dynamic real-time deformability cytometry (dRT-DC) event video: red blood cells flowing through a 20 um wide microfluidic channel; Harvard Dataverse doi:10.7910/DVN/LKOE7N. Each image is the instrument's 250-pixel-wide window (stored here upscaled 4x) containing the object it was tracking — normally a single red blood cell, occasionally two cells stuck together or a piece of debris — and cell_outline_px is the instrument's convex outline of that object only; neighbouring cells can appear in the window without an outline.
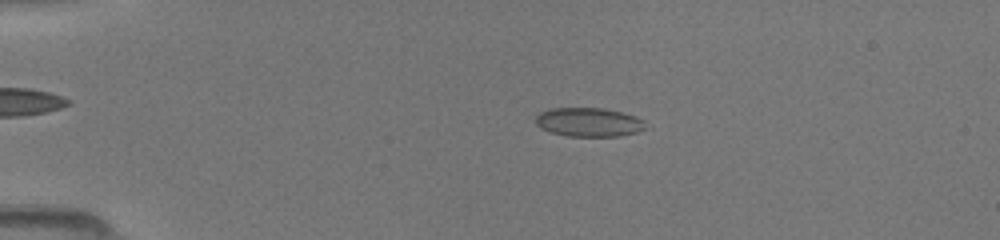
{"species": "common noctule bat (a hibernating species)", "species_latin": "Nyctalus noctula", "temperature_condition": "room temperature", "stored_images_in_passage": 49, "camera_frame_rate_fps": 3000, "um_per_image_px": 0.085, "animal": {"sex": "female", "body_mass_g": 19.5, "forearm_length_mm": 54.1}, "frame": {"image": 1, "passage_image": 11, "time_ms": 3.333, "image_size_px": [1000, 240], "cell_outline_px": [[648, 128], [636, 132], [620, 136], [568, 136], [552, 132], [540, 128], [536, 124], [536, 116], [540, 112], [552, 108], [604, 108], [624, 112], [636, 116], [644, 120]], "centroid_in_image_um": [50.09, 10.38], "position_along_channel_um": 34.9, "area_um2": 18.67}}
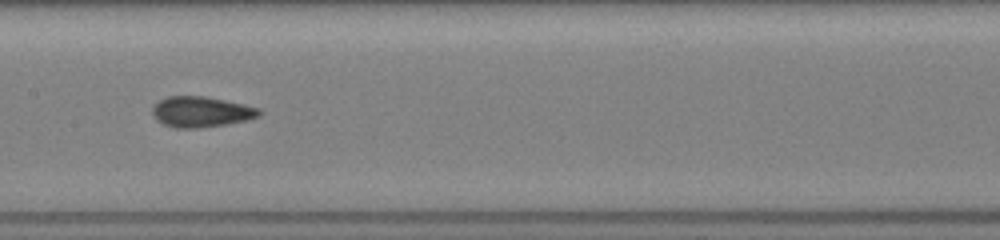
{"frame": {"image": 2, "passage_image": 26, "time_ms": 8.333, "image_size_px": [1000, 240], "cell_outline_px": [[260, 116], [244, 120], [224, 124], [196, 128], [176, 128], [164, 124], [156, 120], [152, 116], [152, 108], [160, 100], [168, 96], [204, 96], [224, 100], [260, 108]], "centroid_in_image_um": [17.05, 9.5], "position_along_channel_um": 190.3, "area_um2": 18.79}}
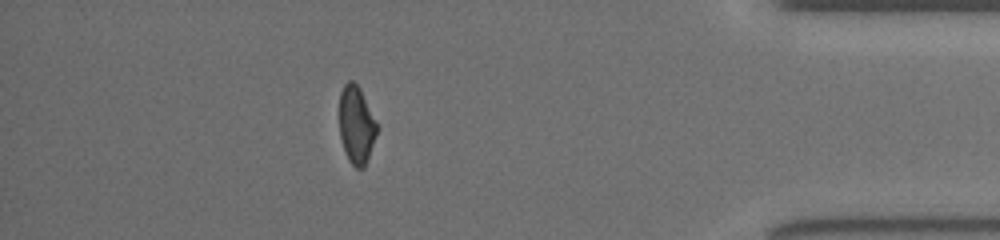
{"frame": {"image": 3, "passage_image": 44, "time_ms": 14.333, "image_size_px": [1000, 240], "cell_outline_px": [[380, 128], [364, 168], [356, 168], [348, 160], [344, 152], [340, 136], [340, 92], [344, 84], [348, 80], [352, 80], [360, 88]], "centroid_in_image_um": [30.31, 10.63], "position_along_channel_um": 404.9, "area_um2": 17.28}}